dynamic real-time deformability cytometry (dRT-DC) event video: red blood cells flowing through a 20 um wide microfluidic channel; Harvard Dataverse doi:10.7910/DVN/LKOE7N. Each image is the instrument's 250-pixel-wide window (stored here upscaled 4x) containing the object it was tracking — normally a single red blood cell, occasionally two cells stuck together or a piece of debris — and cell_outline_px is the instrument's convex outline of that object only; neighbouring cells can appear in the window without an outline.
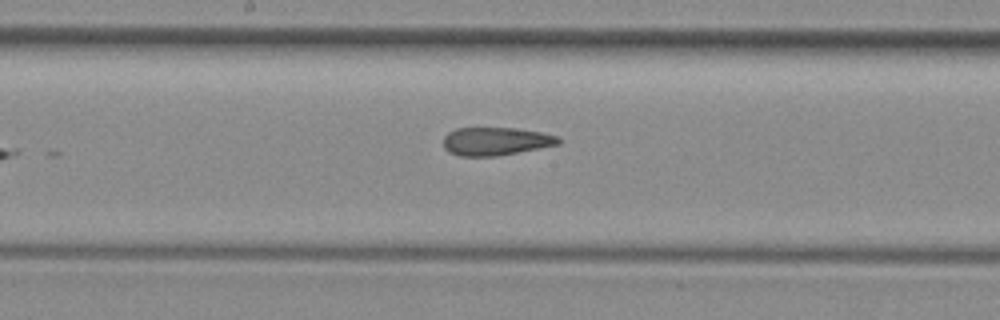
{"species": "common noctule bat (a hibernating species)", "species_latin": "Nyctalus noctula", "temperature_condition": "room temperature", "stored_images_in_passage": 8, "camera_frame_rate_fps": 3000, "um_per_image_px": 0.085, "animal": {"sex": "female", "body_mass_g": 29.2, "forearm_length_mm": 56.3}, "frame": {"image": 1, "passage_image": 8, "time_ms": 2.333, "image_size_px": [1000, 320], "cell_outline_px": [[560, 144], [496, 156], [460, 156], [448, 152], [444, 148], [444, 136], [448, 132], [456, 128], [512, 128], [544, 132], [560, 136]], "centroid_in_image_um": [42.14, 12.0], "position_along_channel_um": 206.1, "area_um2": 18.9}}